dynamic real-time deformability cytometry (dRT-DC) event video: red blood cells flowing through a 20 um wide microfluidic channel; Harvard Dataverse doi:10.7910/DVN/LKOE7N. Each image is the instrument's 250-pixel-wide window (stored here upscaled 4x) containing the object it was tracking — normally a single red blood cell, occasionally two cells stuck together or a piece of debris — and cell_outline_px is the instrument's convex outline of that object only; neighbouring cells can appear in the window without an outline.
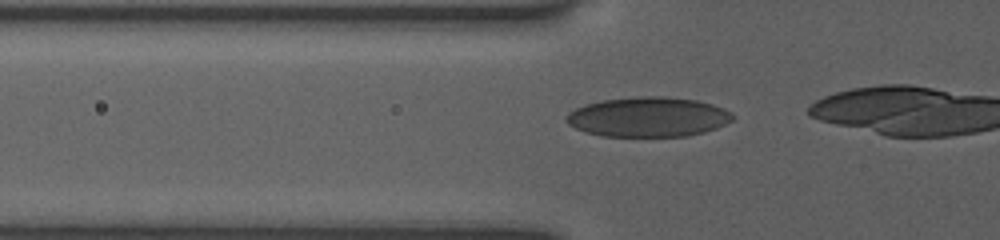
{"species": "human", "species_latin": "Homo sapiens", "temperature_condition": "room temperature", "stored_images_in_passage": 6, "camera_frame_rate_fps": 3000, "um_per_image_px": 0.085, "donor": {"sex": "female"}, "frame": {"image": 1, "passage_image": 3, "time_ms": 0.667, "image_size_px": [1000, 240], "cell_outline_px": [[732, 120], [716, 128], [704, 132], [688, 136], [600, 136], [576, 128], [568, 124], [568, 112], [584, 104], [604, 100], [636, 96], [664, 96], [696, 100], [712, 104], [724, 108], [732, 116]], "centroid_in_image_um": [55.09, 9.93], "position_along_channel_um": 70.7, "area_um2": 38.32}}